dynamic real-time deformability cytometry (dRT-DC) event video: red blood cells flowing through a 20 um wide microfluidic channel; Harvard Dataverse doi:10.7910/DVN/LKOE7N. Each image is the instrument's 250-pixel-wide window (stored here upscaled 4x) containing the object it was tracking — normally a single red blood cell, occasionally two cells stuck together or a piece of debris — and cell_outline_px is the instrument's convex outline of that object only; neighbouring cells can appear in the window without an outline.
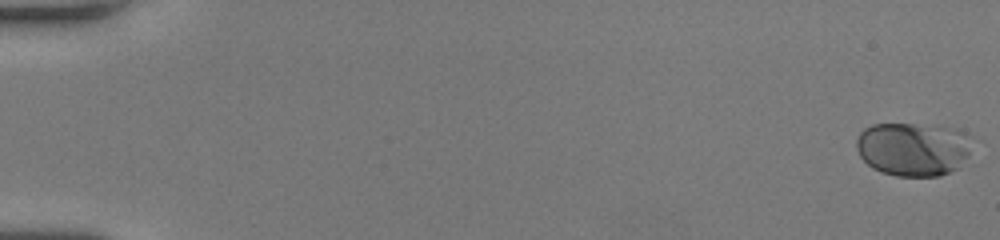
{"species": "human", "species_latin": "Homo sapiens", "temperature_condition": "room temperature", "stored_images_in_passage": 54, "camera_frame_rate_fps": 3000, "um_per_image_px": 0.085, "donor": {"sex": "female"}, "frame": {"image": 1, "passage_image": 1, "time_ms": 0.0, "image_size_px": [1000, 240], "cell_outline_px": [[972, 136], [968, 156], [956, 168], [940, 176], [896, 176], [880, 172], [872, 168], [860, 156], [856, 148], [856, 140], [860, 132], [864, 128], [872, 124], [912, 124], [956, 128]], "centroid_in_image_um": [77.6, 12.66], "position_along_channel_um": 7.4, "area_um2": 36.36}}
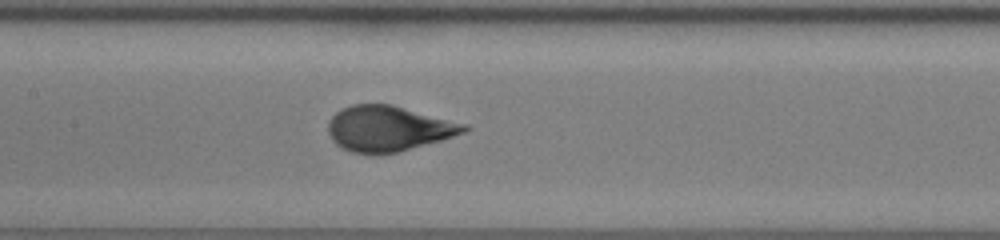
{"frame": {"image": 2, "passage_image": 28, "time_ms": 9.0, "image_size_px": [1000, 240], "cell_outline_px": [[472, 128], [464, 132], [440, 140], [396, 152], [372, 156], [352, 152], [336, 144], [332, 140], [328, 132], [328, 120], [340, 108], [352, 104], [392, 104], [468, 124]], "centroid_in_image_um": [32.99, 10.92], "position_along_channel_um": 174.4, "area_um2": 36.24}}
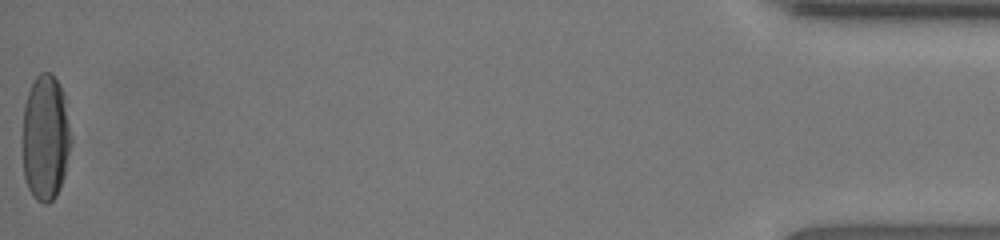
{"frame": {"image": 3, "passage_image": 54, "time_ms": 17.667, "image_size_px": [1000, 240], "cell_outline_px": [[72, 144], [64, 176], [60, 188], [56, 196], [48, 204], [44, 204], [36, 200], [32, 196], [28, 188], [24, 176], [24, 108], [28, 92], [36, 76], [40, 72], [48, 72], [60, 84], [64, 96], [72, 136]], "centroid_in_image_um": [3.9, 11.74], "position_along_channel_um": 431.3, "area_um2": 35.6}, "authors_computed_cell_mechanics": {"area_um2": 35.4603, "velocity_mm_per_s": 4.0267, "shape_relaxation_time_tau1_ms": 3.5583, "shape_relaxation_time_tau2_ms": null, "deformation_change_tau1": 0.2018, "deformation_change_tau2": null}}